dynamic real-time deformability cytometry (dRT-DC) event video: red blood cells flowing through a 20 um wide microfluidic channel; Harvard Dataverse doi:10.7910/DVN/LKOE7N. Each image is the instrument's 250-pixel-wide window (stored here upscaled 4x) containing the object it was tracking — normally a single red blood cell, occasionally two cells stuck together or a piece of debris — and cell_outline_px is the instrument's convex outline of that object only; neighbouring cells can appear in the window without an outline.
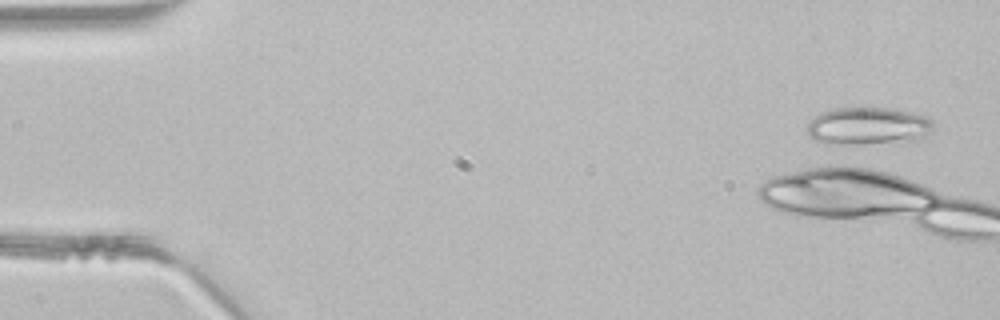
{"species": "common noctule bat (a hibernating species)", "species_latin": "Nyctalus noctula", "temperature_condition": "room temperature", "stored_images_in_passage": 2, "camera_frame_rate_fps": 3000, "um_per_image_px": 0.085, "animal": {"sex": "male", "body_mass_g": 21.5, "forearm_length_mm": 52.0}, "frame": {"image": 1, "passage_image": 1, "time_ms": 0.0, "image_size_px": [1000, 320], "cell_outline_px": [[936, 124], [924, 140], [848, 144], [828, 144], [812, 140], [804, 132], [808, 124], [820, 112], [836, 108], [892, 108], [912, 112], [928, 116]], "centroid_in_image_um": [73.81, 10.72], "position_along_channel_um": 11.2, "area_um2": 28.15}}